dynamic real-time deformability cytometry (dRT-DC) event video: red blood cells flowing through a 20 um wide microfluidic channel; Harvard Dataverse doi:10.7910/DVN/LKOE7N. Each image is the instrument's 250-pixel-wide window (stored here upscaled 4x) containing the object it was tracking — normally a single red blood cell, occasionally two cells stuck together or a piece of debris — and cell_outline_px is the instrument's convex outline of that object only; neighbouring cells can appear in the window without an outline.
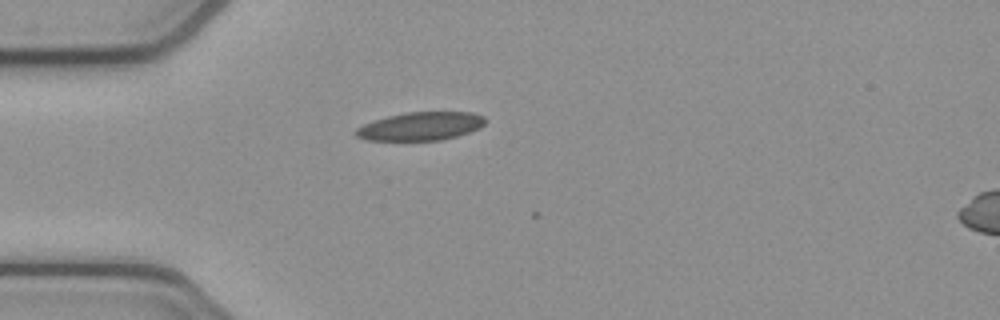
{"species": "common noctule bat (a hibernating species)", "species_latin": "Nyctalus noctula", "temperature_condition": "cold", "stored_images_in_passage": 4, "camera_frame_rate_fps": 3000, "um_per_image_px": 0.085, "animal": {"sex": "female", "body_mass_g": 21.9}, "frame": {"image": 1, "passage_image": 1, "time_ms": 0.0, "image_size_px": [1000, 320], "cell_outline_px": [[484, 124], [468, 132], [456, 136], [440, 140], [364, 140], [356, 136], [352, 132], [356, 128], [364, 124], [388, 116], [408, 112], [472, 112], [484, 116]], "centroid_in_image_um": [35.7, 10.73], "position_along_channel_um": 49.3, "area_um2": 21.1}}